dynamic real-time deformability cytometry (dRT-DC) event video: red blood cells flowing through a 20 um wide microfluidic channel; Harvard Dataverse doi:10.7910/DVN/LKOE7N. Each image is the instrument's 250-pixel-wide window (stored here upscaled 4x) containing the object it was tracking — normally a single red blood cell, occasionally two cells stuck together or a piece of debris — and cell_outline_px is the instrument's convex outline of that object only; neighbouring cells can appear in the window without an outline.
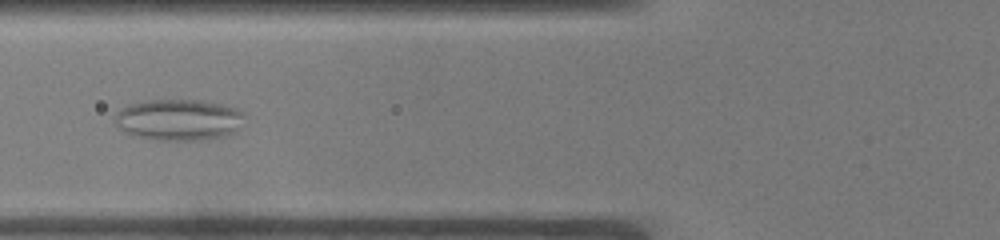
{"species": "common noctule bat (a hibernating species)", "species_latin": "Nyctalus noctula", "temperature_condition": "warm", "stored_images_in_passage": 41, "camera_frame_rate_fps": 3000, "um_per_image_px": 0.085, "animal": {"sex": "male", "body_mass_g": 19.0, "forearm_length_mm": 50.8}, "frame": {"image": 1, "passage_image": 15, "time_ms": 4.667, "image_size_px": [1000, 240], "cell_outline_px": [[244, 116], [236, 132], [232, 136], [200, 140], [164, 140], [140, 136], [128, 132], [120, 128], [116, 124], [116, 112], [128, 104], [148, 100], [204, 100], [224, 104], [236, 108], [244, 112]], "centroid_in_image_um": [15.27, 10.17], "position_along_channel_um": 110.5, "area_um2": 31.21}}
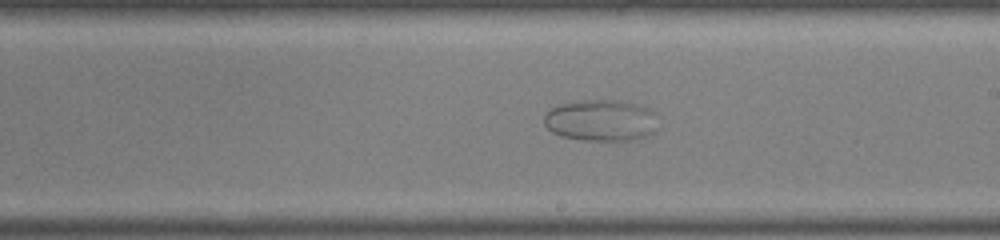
{"frame": {"image": 2, "passage_image": 25, "time_ms": 8.0, "image_size_px": [1000, 240], "cell_outline_px": [[660, 128], [656, 132], [648, 136], [636, 140], [584, 140], [560, 136], [552, 132], [544, 124], [544, 116], [552, 108], [560, 104], [596, 100], [612, 100], [636, 104], [656, 112]], "centroid_in_image_um": [51.17, 10.26], "position_along_channel_um": 237.8, "area_um2": 27.69}}
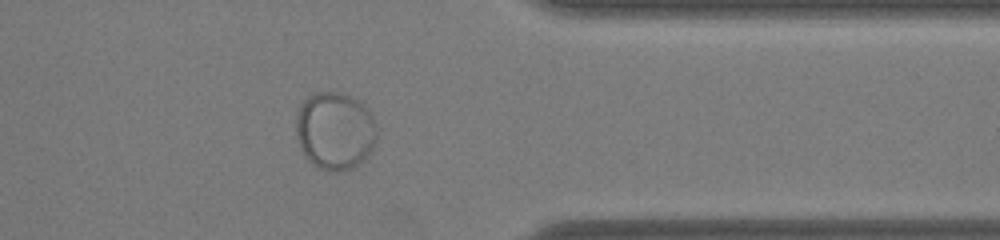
{"frame": {"image": 3, "passage_image": 37, "time_ms": 12.0, "image_size_px": [1000, 240], "cell_outline_px": [[376, 136], [372, 148], [364, 160], [360, 164], [344, 172], [328, 172], [316, 168], [304, 156], [296, 132], [296, 120], [300, 104], [312, 92], [340, 92], [352, 96], [360, 100], [372, 112], [376, 132]], "centroid_in_image_um": [28.47, 11.12], "position_along_channel_um": 382.9, "area_um2": 37.22}}